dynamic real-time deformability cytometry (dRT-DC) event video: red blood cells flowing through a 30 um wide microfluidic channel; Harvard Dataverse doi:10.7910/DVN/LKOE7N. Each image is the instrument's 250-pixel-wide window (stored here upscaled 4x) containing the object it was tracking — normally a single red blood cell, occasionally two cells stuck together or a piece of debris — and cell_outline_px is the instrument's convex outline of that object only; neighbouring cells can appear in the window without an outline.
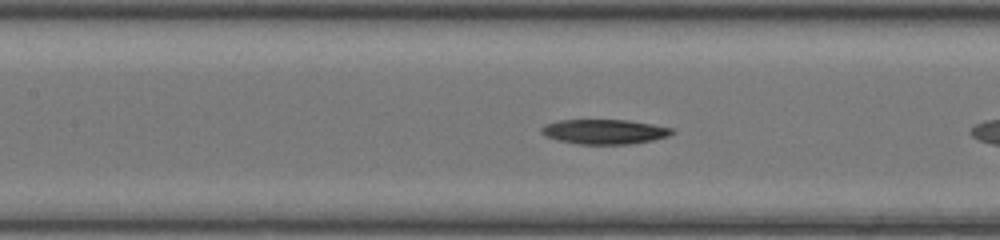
{"species": "common noctule bat (a hibernating species)", "species_latin": "Nyctalus noctula", "temperature_condition": "room temperature", "stored_images_in_passage": 11, "camera_frame_rate_fps": 3000, "um_per_image_px": 0.085, "animal": {"sex": "female", "body_mass_g": 20.0, "forearm_length_mm": 54.0}, "frame": {"image": 1, "passage_image": 7, "time_ms": 2.0, "image_size_px": [1000, 240], "cell_outline_px": [[676, 132], [668, 136], [652, 140], [628, 144], [580, 144], [560, 140], [544, 136], [540, 132], [540, 128], [544, 124], [556, 120], [628, 120], [652, 124], [672, 128]], "centroid_in_image_um": [51.35, 11.18], "position_along_channel_um": 156.1, "area_um2": 18.84}}
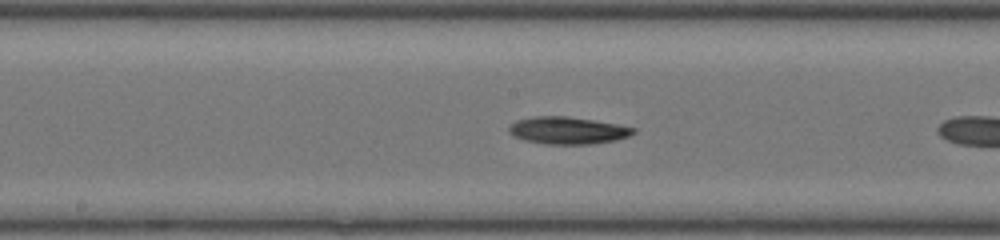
{"frame": {"image": 2, "passage_image": 10, "time_ms": 3.0, "image_size_px": [1000, 240], "cell_outline_px": [[636, 132], [628, 136], [616, 140], [588, 144], [548, 144], [524, 140], [508, 132], [508, 128], [516, 120], [536, 116], [568, 116], [616, 124], [636, 128]], "centroid_in_image_um": [48.26, 11.08], "position_along_channel_um": 199.9, "area_um2": 19.54}}